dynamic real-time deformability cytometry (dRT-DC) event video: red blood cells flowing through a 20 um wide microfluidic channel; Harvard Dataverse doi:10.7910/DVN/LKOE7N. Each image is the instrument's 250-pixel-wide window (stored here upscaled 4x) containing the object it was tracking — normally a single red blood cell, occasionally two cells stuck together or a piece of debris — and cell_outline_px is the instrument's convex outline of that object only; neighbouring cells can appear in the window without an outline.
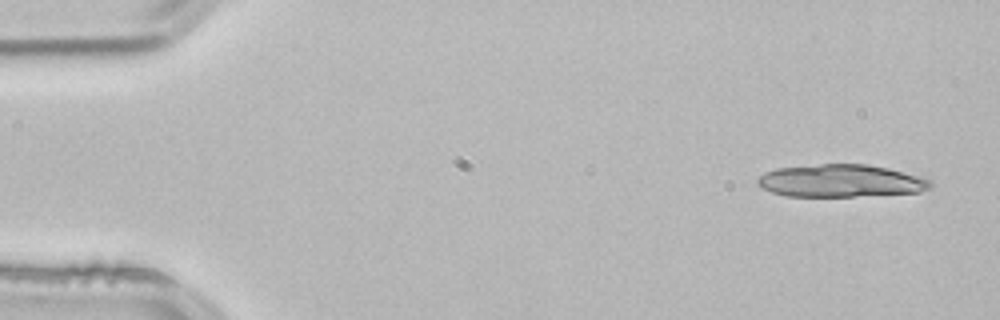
{"species": "common noctule bat (a hibernating species)", "species_latin": "Nyctalus noctula", "temperature_condition": "room temperature", "stored_images_in_passage": 3, "camera_frame_rate_fps": 3000, "um_per_image_px": 0.085, "animal": {"sex": "male", "body_mass_g": 21.5, "forearm_length_mm": 52.0}, "frame": {"image": 1, "passage_image": 1, "time_ms": 0.0, "image_size_px": [1000, 320], "cell_outline_px": [[932, 184], [928, 188], [920, 192], [852, 196], [788, 196], [772, 192], [756, 184], [756, 180], [764, 172], [776, 168], [820, 164], [868, 164], [888, 168], [932, 180]], "centroid_in_image_um": [71.43, 15.36], "position_along_channel_um": 13.6, "area_um2": 32.6}}